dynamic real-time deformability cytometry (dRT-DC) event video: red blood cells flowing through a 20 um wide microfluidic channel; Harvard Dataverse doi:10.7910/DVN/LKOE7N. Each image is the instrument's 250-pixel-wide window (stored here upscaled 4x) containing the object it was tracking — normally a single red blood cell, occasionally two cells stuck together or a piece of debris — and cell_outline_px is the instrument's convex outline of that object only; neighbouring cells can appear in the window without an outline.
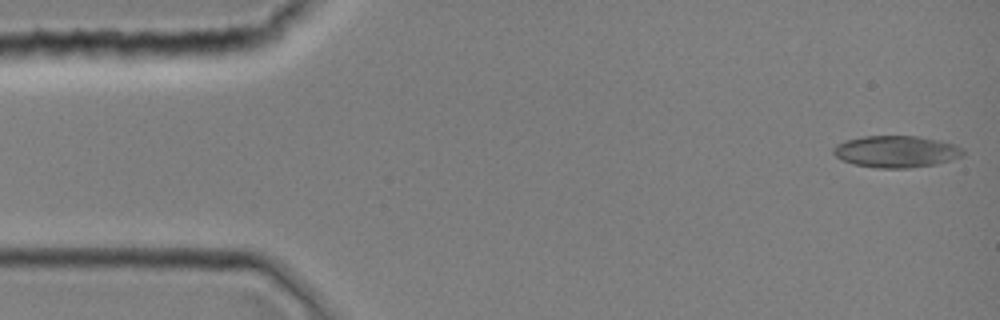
{"species": "common noctule bat (a hibernating species)", "species_latin": "Nyctalus noctula", "temperature_condition": "room temperature", "stored_images_in_passage": 3, "camera_frame_rate_fps": 3000, "um_per_image_px": 0.085, "animal": {"sex": "female", "body_mass_g": 19.0, "forearm_length_mm": 51.5}, "frame": {"image": 1, "passage_image": 1, "time_ms": 0.0, "image_size_px": [1000, 320], "cell_outline_px": [[964, 156], [936, 164], [908, 168], [876, 168], [856, 164], [844, 160], [836, 156], [832, 152], [832, 148], [836, 144], [844, 140], [864, 136], [920, 136], [940, 140], [956, 144], [964, 148]], "centroid_in_image_um": [76.21, 12.87], "position_along_channel_um": 8.8, "area_um2": 24.22}}